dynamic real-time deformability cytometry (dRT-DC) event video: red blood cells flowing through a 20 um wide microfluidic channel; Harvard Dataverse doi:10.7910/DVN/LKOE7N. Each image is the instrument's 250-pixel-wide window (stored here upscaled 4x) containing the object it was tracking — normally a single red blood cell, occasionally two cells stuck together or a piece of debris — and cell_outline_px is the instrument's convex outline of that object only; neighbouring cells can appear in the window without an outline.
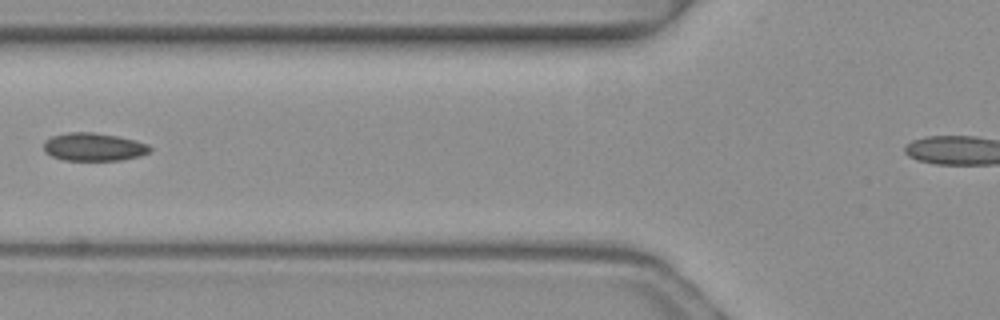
{"species": "common noctule bat (a hibernating species)", "species_latin": "Nyctalus noctula", "temperature_condition": "warm", "stored_images_in_passage": 6, "camera_frame_rate_fps": 3000, "um_per_image_px": 0.085, "animal": {"sex": "female", "body_mass_g": 19.3, "forearm_length_mm": 54.1}, "frame": {"image": 1, "passage_image": 5, "time_ms": 1.333, "image_size_px": [1000, 320], "cell_outline_px": [[152, 152], [140, 156], [124, 160], [64, 160], [52, 156], [44, 152], [44, 140], [52, 136], [68, 132], [92, 132], [116, 136], [148, 144], [152, 148]], "centroid_in_image_um": [7.97, 12.49], "position_along_channel_um": 117.8, "area_um2": 17.4}}
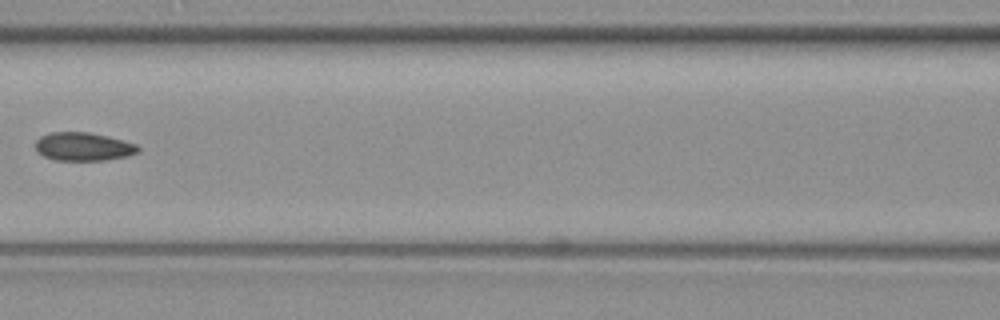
{"frame": {"image": 2, "passage_image": 6, "time_ms": 1.667, "image_size_px": [1000, 320], "cell_outline_px": [[140, 152], [128, 156], [104, 160], [56, 160], [44, 156], [36, 152], [36, 140], [40, 136], [52, 132], [88, 132], [124, 140], [136, 144], [140, 148]], "centroid_in_image_um": [7.09, 12.46], "position_along_channel_um": 159.5, "area_um2": 16.99}}